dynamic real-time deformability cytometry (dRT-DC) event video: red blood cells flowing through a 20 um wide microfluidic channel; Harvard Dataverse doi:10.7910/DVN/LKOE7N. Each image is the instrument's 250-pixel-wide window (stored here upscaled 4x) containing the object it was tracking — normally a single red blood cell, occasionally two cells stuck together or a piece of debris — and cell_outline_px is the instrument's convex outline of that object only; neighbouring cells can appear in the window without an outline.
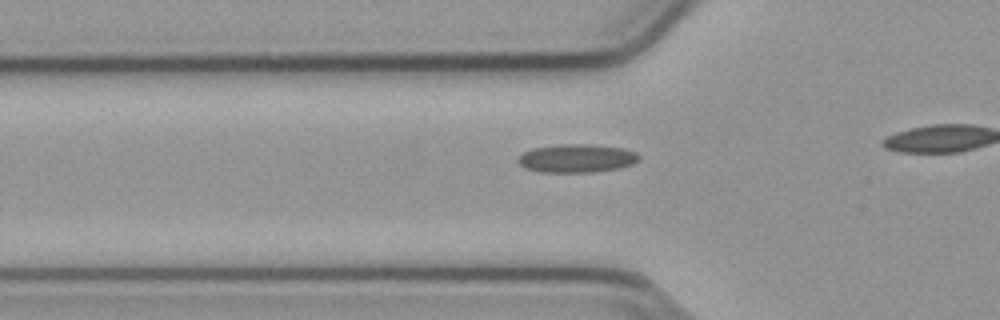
{"species": "common noctule bat (a hibernating species)", "species_latin": "Nyctalus noctula", "temperature_condition": "cold", "stored_images_in_passage": 17, "camera_frame_rate_fps": 3000, "um_per_image_px": 0.085, "animal": {"sex": "male", "body_mass_g": 23.1, "forearm_length_mm": 52.7}, "frame": {"image": 1, "passage_image": 12, "time_ms": 3.667, "image_size_px": [1000, 320], "cell_outline_px": [[640, 160], [632, 164], [620, 168], [592, 172], [540, 172], [524, 168], [516, 160], [524, 152], [532, 148], [564, 144], [588, 144], [624, 148], [636, 152], [640, 156]], "centroid_in_image_um": [49.04, 13.46], "position_along_channel_um": 76.8, "area_um2": 20.06}}
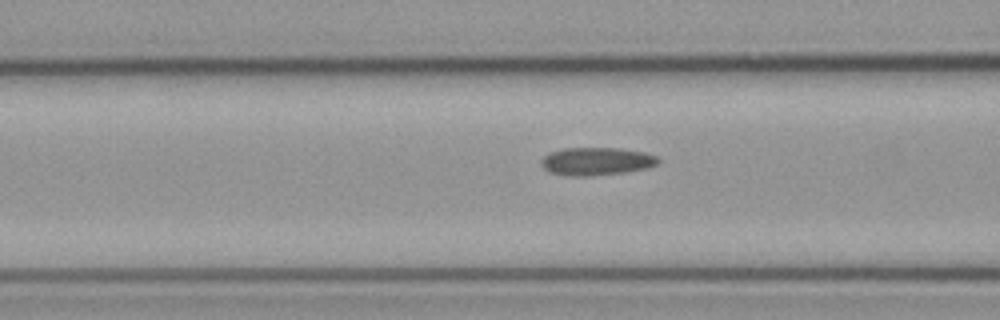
{"frame": {"image": 2, "passage_image": 15, "time_ms": 4.667, "image_size_px": [1000, 320], "cell_outline_px": [[660, 160], [656, 164], [648, 168], [624, 172], [584, 176], [572, 176], [552, 172], [544, 168], [540, 164], [540, 160], [544, 156], [552, 152], [564, 148], [620, 148], [644, 152], [656, 156]], "centroid_in_image_um": [50.71, 13.7], "position_along_channel_um": 115.9, "area_um2": 18.79}}